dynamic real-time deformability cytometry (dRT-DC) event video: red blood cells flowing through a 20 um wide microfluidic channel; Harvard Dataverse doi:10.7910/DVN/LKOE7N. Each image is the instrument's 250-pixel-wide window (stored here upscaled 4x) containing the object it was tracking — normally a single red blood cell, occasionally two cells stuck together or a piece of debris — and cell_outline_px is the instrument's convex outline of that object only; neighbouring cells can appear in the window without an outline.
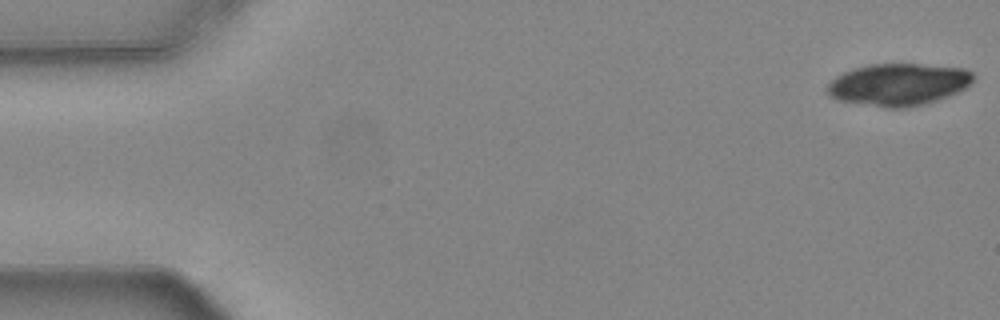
{"species": "common noctule bat (a hibernating species)", "species_latin": "Nyctalus noctula", "temperature_condition": "warm", "stored_images_in_passage": 18, "camera_frame_rate_fps": 3000, "um_per_image_px": 0.085, "animal": {"sex": "female", "body_mass_g": 24.6, "forearm_length_mm": 56.2}, "frame": {"image": 1, "passage_image": 1, "time_ms": 0.0, "image_size_px": [1000, 320], "cell_outline_px": [[976, 76], [968, 88], [960, 92], [936, 100], [904, 108], [884, 108], [840, 100], [828, 96], [828, 84], [836, 76], [844, 72], [868, 64], [920, 64], [964, 68], [972, 72]], "centroid_in_image_um": [76.41, 7.18], "position_along_channel_um": 8.6, "area_um2": 35.89}}